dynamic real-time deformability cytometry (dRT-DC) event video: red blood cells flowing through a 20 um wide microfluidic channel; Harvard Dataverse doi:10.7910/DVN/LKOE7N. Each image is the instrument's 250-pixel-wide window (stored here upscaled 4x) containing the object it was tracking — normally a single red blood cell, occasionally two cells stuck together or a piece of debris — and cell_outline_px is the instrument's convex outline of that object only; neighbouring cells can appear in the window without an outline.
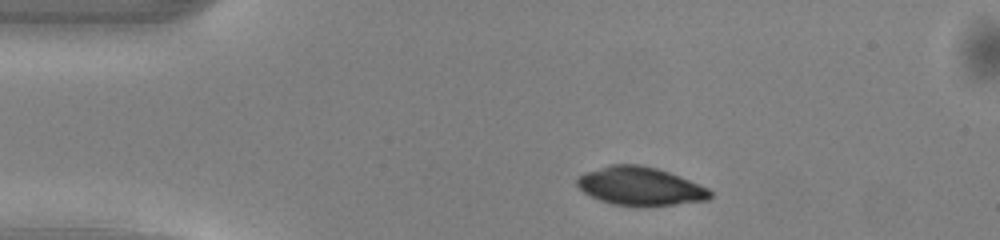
{"species": "common noctule bat (a hibernating species)", "species_latin": "Nyctalus noctula", "temperature_condition": "warm", "stored_images_in_passage": 41, "camera_frame_rate_fps": 3000, "um_per_image_px": 0.085, "animal": {"sex": "male", "body_mass_g": 13.0, "forearm_length_mm": 53.1}, "frame": {"image": 1, "passage_image": 1, "time_ms": 0.0, "image_size_px": [1000, 240], "cell_outline_px": [[712, 196], [708, 200], [672, 204], [612, 204], [600, 200], [584, 192], [576, 184], [576, 180], [584, 172], [608, 164], [640, 164], [656, 168], [680, 176], [708, 188], [712, 192]], "centroid_in_image_um": [54.4, 15.79], "position_along_channel_um": 30.6, "area_um2": 29.19}}
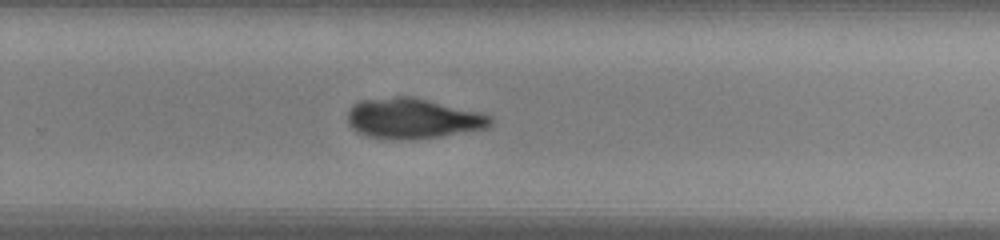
{"frame": {"image": 2, "passage_image": 24, "time_ms": 7.667, "image_size_px": [1000, 240], "cell_outline_px": [[496, 120], [488, 128], [440, 136], [412, 140], [392, 140], [368, 136], [356, 132], [348, 124], [348, 112], [352, 104], [360, 100], [396, 96], [412, 96], [480, 112], [492, 116]], "centroid_in_image_um": [35.09, 10.07], "position_along_channel_um": 294.7, "area_um2": 34.04}}
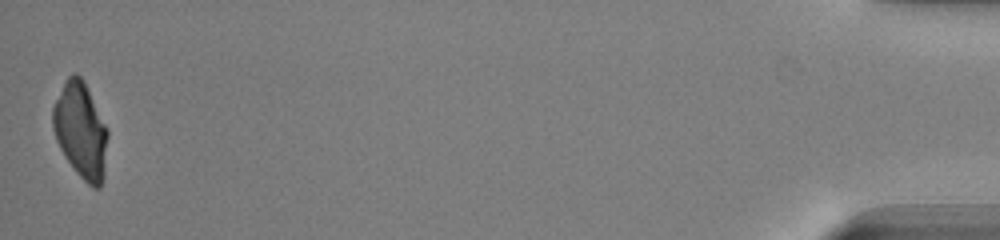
{"frame": {"image": 3, "passage_image": 41, "time_ms": 13.333, "image_size_px": [1000, 240], "cell_outline_px": [[108, 136], [104, 180], [100, 188], [92, 188], [76, 172], [60, 148], [56, 140], [52, 128], [52, 108], [68, 76], [72, 72], [76, 72], [84, 80], [108, 132]], "centroid_in_image_um": [6.87, 11.11], "position_along_channel_um": 428.3, "area_um2": 30.46}}